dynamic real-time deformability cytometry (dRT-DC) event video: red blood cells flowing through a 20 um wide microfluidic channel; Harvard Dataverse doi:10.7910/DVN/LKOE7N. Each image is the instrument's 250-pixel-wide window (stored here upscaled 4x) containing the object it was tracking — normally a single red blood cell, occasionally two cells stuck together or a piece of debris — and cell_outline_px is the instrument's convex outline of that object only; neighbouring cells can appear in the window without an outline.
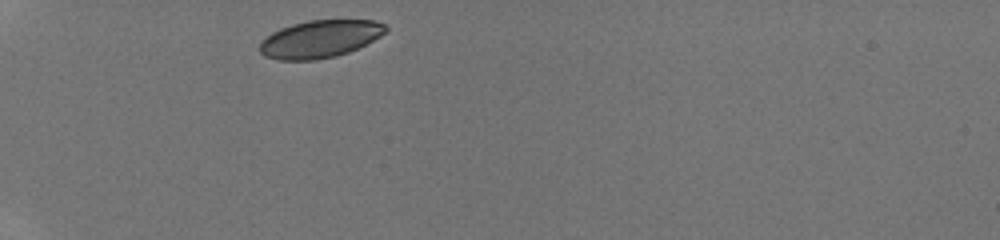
{"species": "human", "species_latin": "Homo sapiens", "temperature_condition": "room temperature", "stored_images_in_passage": 31, "camera_frame_rate_fps": 3000, "um_per_image_px": 0.085, "donor": {"sex": "male"}, "frame": {"image": 1, "passage_image": 1, "time_ms": 0.0, "image_size_px": [1000, 240], "cell_outline_px": [[388, 28], [380, 36], [348, 52], [336, 56], [312, 60], [280, 60], [264, 56], [260, 52], [260, 44], [272, 32], [280, 28], [292, 24], [308, 20], [372, 20], [384, 24]], "centroid_in_image_um": [27.17, 3.31], "position_along_channel_um": 57.8, "area_um2": 27.17}}
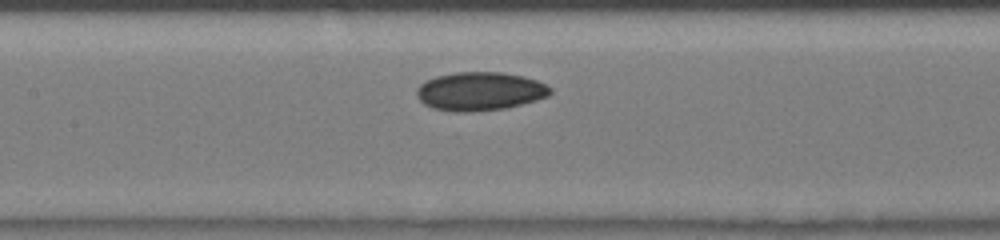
{"frame": {"image": 2, "passage_image": 10, "time_ms": 3.0, "image_size_px": [1000, 240], "cell_outline_px": [[552, 92], [548, 96], [536, 100], [504, 108], [464, 112], [456, 112], [432, 108], [424, 104], [416, 96], [416, 88], [420, 84], [436, 76], [456, 72], [504, 72], [524, 76], [536, 80], [552, 88]], "centroid_in_image_um": [40.78, 7.75], "position_along_channel_um": 166.6, "area_um2": 29.94}}
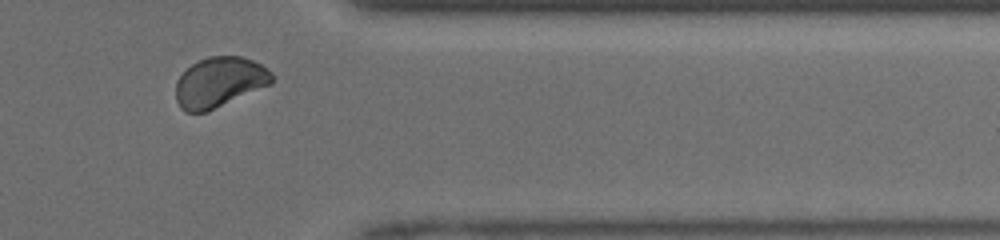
{"frame": {"image": 3, "passage_image": 25, "time_ms": 8.0, "image_size_px": [1000, 240], "cell_outline_px": [[272, 84], [208, 112], [184, 112], [180, 108], [176, 100], [176, 80], [196, 60], [208, 56], [244, 56], [260, 64], [272, 72]], "centroid_in_image_um": [18.64, 6.99], "position_along_channel_um": 392.8, "area_um2": 28.38}}